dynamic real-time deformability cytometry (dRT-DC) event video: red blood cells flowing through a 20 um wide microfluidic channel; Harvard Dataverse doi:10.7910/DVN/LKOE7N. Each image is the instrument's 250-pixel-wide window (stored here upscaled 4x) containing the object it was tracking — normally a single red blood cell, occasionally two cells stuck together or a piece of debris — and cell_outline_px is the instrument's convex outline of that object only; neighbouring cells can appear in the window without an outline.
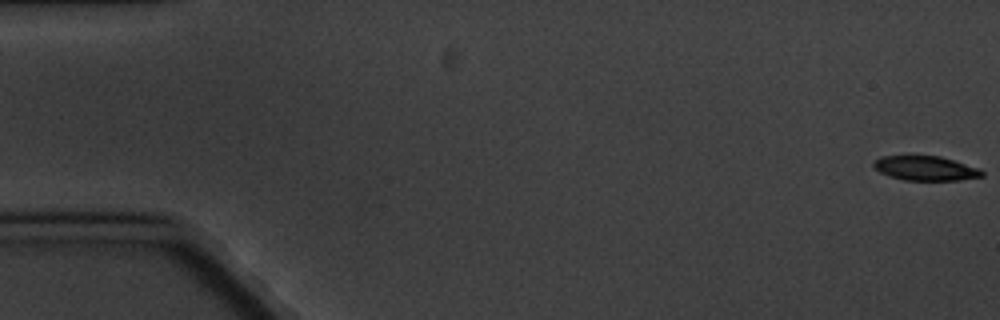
{"species": "common noctule bat (a hibernating species)", "species_latin": "Nyctalus noctula", "temperature_condition": "cold", "stored_images_in_passage": 6, "camera_frame_rate_fps": 3000, "um_per_image_px": 0.085, "animal": {"sex": "male", "body_mass_g": 20.1, "forearm_length_mm": 53.5}, "frame": {"image": 1, "passage_image": 1, "time_ms": 0.0, "image_size_px": [1000, 320], "cell_outline_px": [[984, 176], [960, 180], [904, 180], [888, 176], [880, 172], [872, 164], [880, 156], [940, 156], [980, 168], [984, 172]], "centroid_in_image_um": [78.7, 14.31], "position_along_channel_um": 6.3, "area_um2": 15.43}}
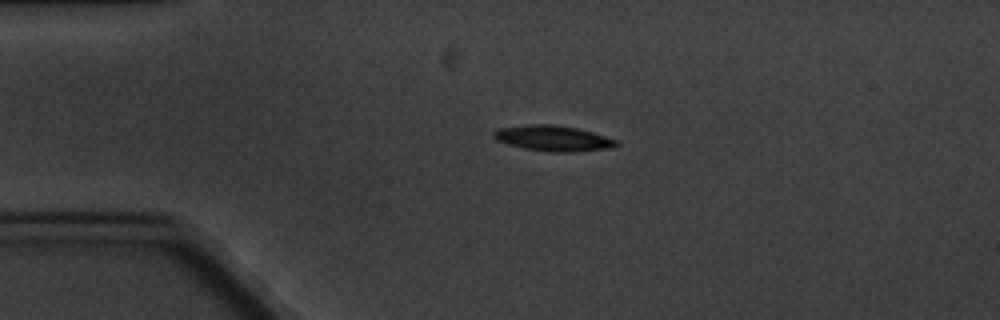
{"frame": {"image": 2, "passage_image": 5, "time_ms": 4.333, "image_size_px": [1000, 320], "cell_outline_px": [[620, 144], [608, 148], [572, 152], [548, 152], [524, 148], [508, 144], [496, 140], [492, 136], [492, 132], [500, 128], [528, 124], [552, 124], [576, 128], [592, 132], [616, 140]], "centroid_in_image_um": [46.97, 11.75], "position_along_channel_um": 38.0, "area_um2": 18.15}}